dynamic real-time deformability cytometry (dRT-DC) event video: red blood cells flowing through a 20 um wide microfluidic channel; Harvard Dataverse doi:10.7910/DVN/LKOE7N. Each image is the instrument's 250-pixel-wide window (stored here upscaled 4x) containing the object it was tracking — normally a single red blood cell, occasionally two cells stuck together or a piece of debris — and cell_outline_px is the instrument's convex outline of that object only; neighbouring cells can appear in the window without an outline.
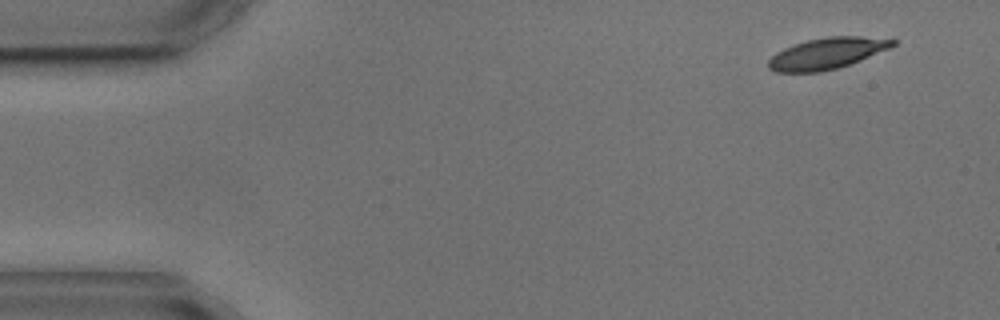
{"species": "common noctule bat (a hibernating species)", "species_latin": "Nyctalus noctula", "temperature_condition": "cold", "stored_images_in_passage": 4, "camera_frame_rate_fps": 3000, "um_per_image_px": 0.085, "animal": {"sex": "male", "body_mass_g": 17.9, "forearm_length_mm": 54.2}, "frame": {"image": 1, "passage_image": 1, "time_ms": 0.0, "image_size_px": [1000, 320], "cell_outline_px": [[896, 44], [888, 48], [860, 60], [836, 68], [820, 72], [776, 72], [768, 68], [768, 60], [776, 52], [792, 44], [808, 40], [828, 36], [860, 36], [896, 40]], "centroid_in_image_um": [70.23, 4.53], "position_along_channel_um": 14.8, "area_um2": 22.37}}
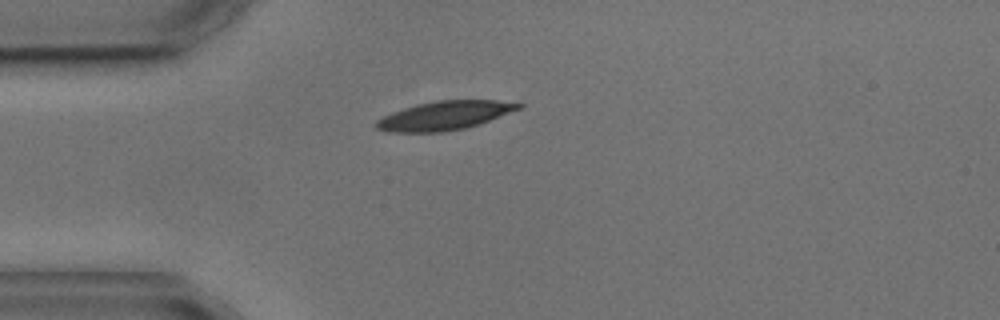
{"frame": {"image": 2, "passage_image": 4, "time_ms": 3.333, "image_size_px": [1000, 320], "cell_outline_px": [[524, 108], [480, 124], [464, 128], [444, 132], [388, 132], [376, 128], [376, 120], [392, 112], [416, 104], [436, 100], [496, 100], [524, 104]], "centroid_in_image_um": [37.84, 9.82], "position_along_channel_um": 47.2, "area_um2": 24.04}}